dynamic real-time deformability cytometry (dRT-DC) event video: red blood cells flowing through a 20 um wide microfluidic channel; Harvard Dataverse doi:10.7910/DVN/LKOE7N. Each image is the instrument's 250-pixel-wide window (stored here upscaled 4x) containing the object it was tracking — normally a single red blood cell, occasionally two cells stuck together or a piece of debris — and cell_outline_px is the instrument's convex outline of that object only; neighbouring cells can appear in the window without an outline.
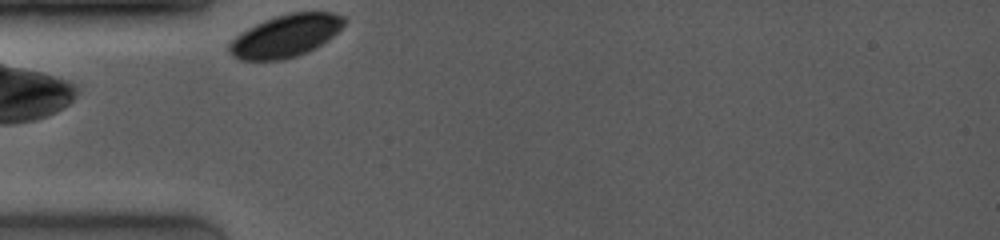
{"species": "common noctule bat (a hibernating species)", "species_latin": "Nyctalus noctula", "temperature_condition": "room temperature", "stored_images_in_passage": 3, "camera_frame_rate_fps": 4000, "um_per_image_px": 0.085, "animal": {"sex": "female", "body_mass_g": 19.0, "forearm_length_mm": 53.3}, "frame": {"image": 1, "passage_image": 1, "time_ms": 0.0, "image_size_px": [1000, 240], "cell_outline_px": [[348, 20], [328, 40], [316, 48], [296, 56], [284, 60], [240, 60], [232, 56], [228, 52], [228, 44], [240, 32], [272, 16], [288, 12], [332, 12], [344, 16]], "centroid_in_image_um": [24.27, 3.04], "position_along_channel_um": 60.7, "area_um2": 28.67}}
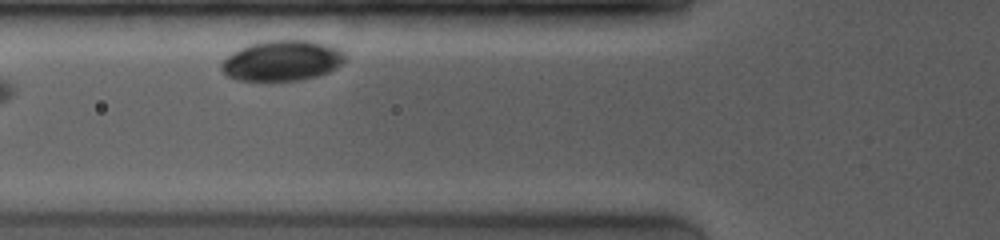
{"frame": {"image": 2, "passage_image": 2, "time_ms": 1.25, "image_size_px": [1000, 240], "cell_outline_px": [[344, 60], [336, 68], [328, 72], [316, 76], [300, 80], [236, 80], [228, 76], [220, 68], [220, 64], [232, 52], [248, 44], [264, 40], [308, 40], [328, 44], [340, 48], [344, 52]], "centroid_in_image_um": [23.97, 5.13], "position_along_channel_um": 101.8, "area_um2": 29.19}}